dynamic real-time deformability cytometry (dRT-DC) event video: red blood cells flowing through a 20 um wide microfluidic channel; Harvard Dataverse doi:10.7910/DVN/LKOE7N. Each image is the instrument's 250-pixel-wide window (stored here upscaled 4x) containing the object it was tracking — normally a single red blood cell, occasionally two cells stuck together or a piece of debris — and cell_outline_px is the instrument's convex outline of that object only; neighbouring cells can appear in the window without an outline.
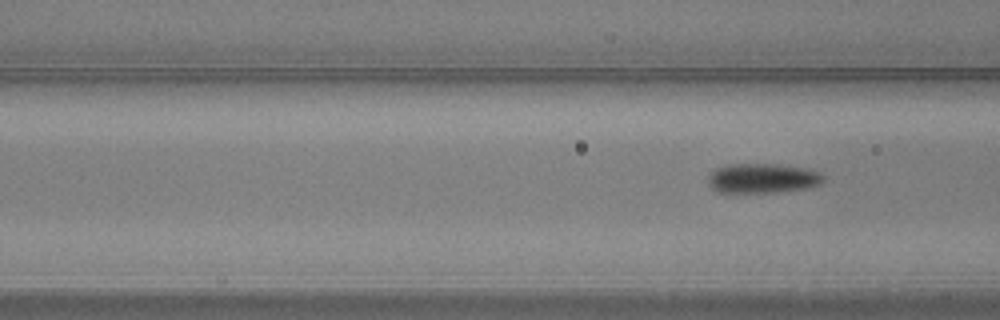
{"species": "common noctule bat (a hibernating species)", "species_latin": "Nyctalus noctula", "temperature_condition": "warm", "stored_images_in_passage": 3, "segment_of_instrument_passage": [2, 2], "camera_frame_rate_fps": 3000, "um_per_image_px": 0.085, "animal": {"sex": "male", "body_mass_g": 20.5, "forearm_length_mm": 52.5}, "frame": {"image": 1, "passage_image": 3, "time_ms": 0.667, "image_size_px": [1000, 320], "cell_outline_px": [[824, 180], [820, 184], [804, 188], [776, 192], [716, 192], [708, 184], [708, 176], [716, 168], [728, 164], [776, 164], [804, 168], [820, 172], [824, 176]], "centroid_in_image_um": [64.79, 15.15], "position_along_channel_um": 101.8, "area_um2": 19.83}}